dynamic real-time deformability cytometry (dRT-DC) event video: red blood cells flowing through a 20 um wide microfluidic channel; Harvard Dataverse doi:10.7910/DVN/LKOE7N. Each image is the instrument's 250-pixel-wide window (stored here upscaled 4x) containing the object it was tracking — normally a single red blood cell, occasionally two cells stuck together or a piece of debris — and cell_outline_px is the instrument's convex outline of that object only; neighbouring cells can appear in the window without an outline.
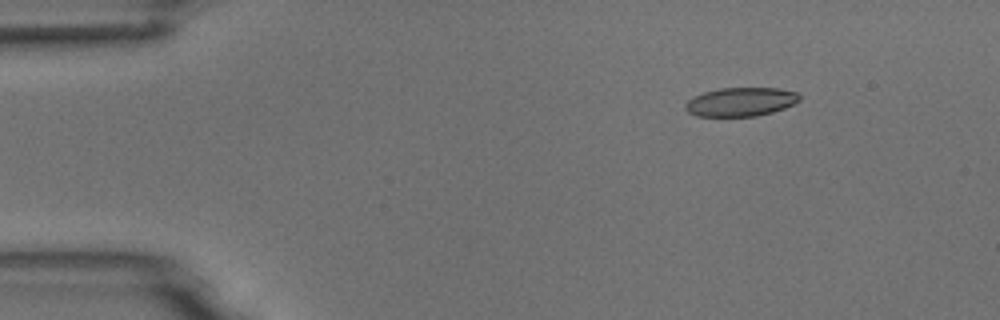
{"species": "common noctule bat (a hibernating species)", "species_latin": "Nyctalus noctula", "temperature_condition": "room temperature", "stored_images_in_passage": 7, "camera_frame_rate_fps": 3000, "um_per_image_px": 0.085, "animal": {"sex": "male", "body_mass_g": 18.8}, "frame": {"image": 1, "passage_image": 2, "time_ms": 1.0, "image_size_px": [1000, 320], "cell_outline_px": [[800, 100], [784, 108], [772, 112], [756, 116], [696, 116], [688, 112], [684, 108], [684, 104], [692, 96], [704, 92], [720, 88], [776, 88], [796, 92], [800, 96]], "centroid_in_image_um": [62.92, 8.66], "position_along_channel_um": 22.1, "area_um2": 19.13}}
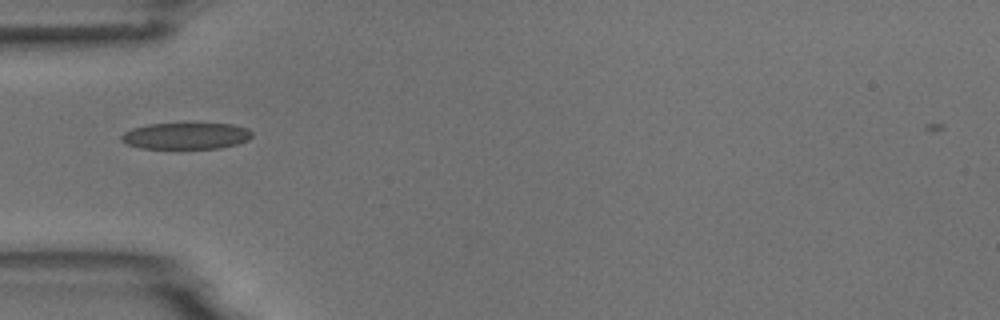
{"frame": {"image": 2, "passage_image": 5, "time_ms": 4.333, "image_size_px": [1000, 320], "cell_outline_px": [[252, 136], [248, 140], [236, 144], [220, 148], [140, 148], [128, 144], [120, 140], [120, 136], [124, 132], [132, 128], [148, 124], [232, 124], [248, 128], [252, 132]], "centroid_in_image_um": [15.8, 11.55], "position_along_channel_um": 69.2, "area_um2": 20.06}}